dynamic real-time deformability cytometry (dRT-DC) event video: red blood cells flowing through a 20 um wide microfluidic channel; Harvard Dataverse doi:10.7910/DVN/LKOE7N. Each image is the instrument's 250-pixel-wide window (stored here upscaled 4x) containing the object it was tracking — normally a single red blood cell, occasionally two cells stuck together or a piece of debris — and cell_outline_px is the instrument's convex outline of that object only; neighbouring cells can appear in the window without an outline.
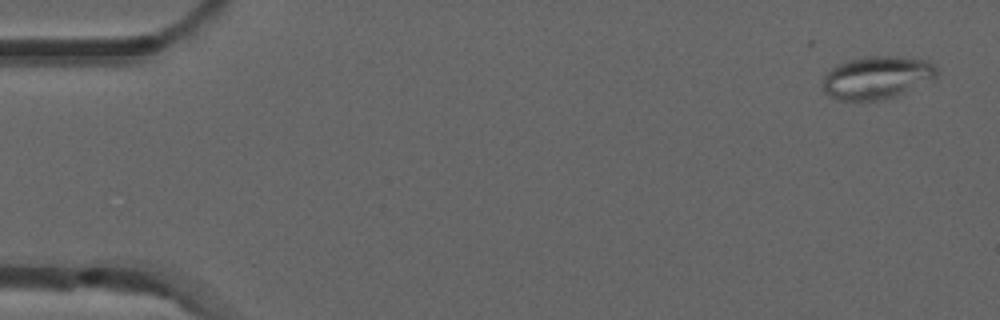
{"species": "common noctule bat (a hibernating species)", "species_latin": "Nyctalus noctula", "temperature_condition": "room temperature", "stored_images_in_passage": 5, "camera_frame_rate_fps": 3000, "um_per_image_px": 0.085, "animal": {"sex": "male", "forearm_length_mm": 52.5}, "frame": {"image": 1, "passage_image": 1, "time_ms": 0.0, "image_size_px": [1000, 320], "cell_outline_px": [[936, 76], [932, 80], [904, 92], [892, 96], [876, 100], [840, 100], [828, 96], [824, 92], [824, 76], [836, 64], [848, 60], [864, 56], [896, 56], [928, 60], [936, 68]], "centroid_in_image_um": [74.51, 6.57], "position_along_channel_um": 10.5, "area_um2": 28.15}}